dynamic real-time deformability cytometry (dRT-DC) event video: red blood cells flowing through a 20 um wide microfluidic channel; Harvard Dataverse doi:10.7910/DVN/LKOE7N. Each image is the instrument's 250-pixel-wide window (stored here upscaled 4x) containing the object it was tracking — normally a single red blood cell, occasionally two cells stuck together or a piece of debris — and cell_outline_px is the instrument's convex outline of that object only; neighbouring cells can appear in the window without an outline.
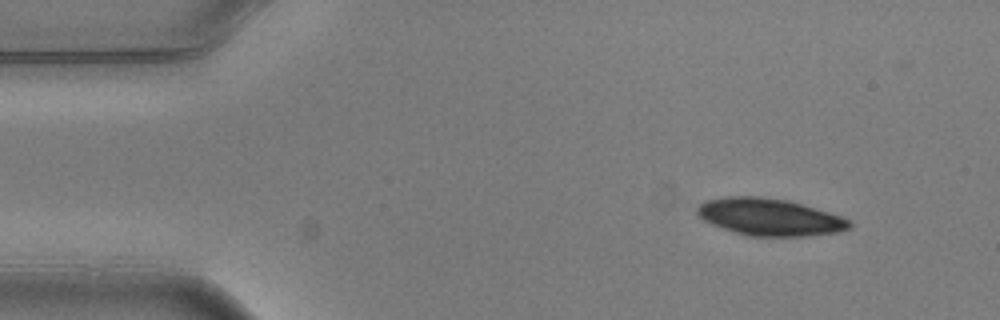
{"species": "common noctule bat (a hibernating species)", "species_latin": "Nyctalus noctula", "temperature_condition": "warm", "stored_images_in_passage": 5, "camera_frame_rate_fps": 3000, "um_per_image_px": 0.085, "animal": {"sex": "male", "body_mass_g": 20.5, "forearm_length_mm": 52.5}, "frame": {"image": 1, "passage_image": 1, "time_ms": 0.0, "image_size_px": [1000, 320], "cell_outline_px": [[852, 228], [840, 232], [808, 236], [748, 236], [712, 224], [704, 220], [696, 212], [696, 208], [704, 200], [728, 196], [760, 196], [788, 200], [828, 212], [840, 216], [848, 220], [852, 224]], "centroid_in_image_um": [65.42, 18.44], "position_along_channel_um": 19.6, "area_um2": 32.89}}